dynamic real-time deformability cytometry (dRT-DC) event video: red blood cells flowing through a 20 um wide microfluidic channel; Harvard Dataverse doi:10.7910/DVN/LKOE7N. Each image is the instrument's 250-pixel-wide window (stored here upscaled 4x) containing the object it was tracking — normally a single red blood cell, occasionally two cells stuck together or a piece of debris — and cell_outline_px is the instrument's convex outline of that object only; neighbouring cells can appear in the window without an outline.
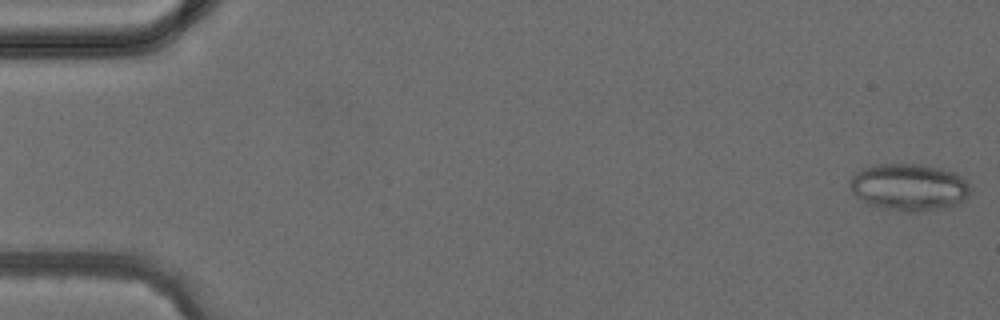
{"species": "common noctule bat (a hibernating species)", "species_latin": "Nyctalus noctula", "temperature_condition": "cold", "stored_images_in_passage": 5, "camera_frame_rate_fps": 3000, "um_per_image_px": 0.085, "animal": {"sex": "female", "body_mass_g": 24.6, "forearm_length_mm": 56.2}, "frame": {"image": 1, "passage_image": 1, "time_ms": 0.0, "image_size_px": [1000, 320], "cell_outline_px": [[972, 188], [968, 196], [964, 200], [956, 204], [940, 208], [912, 212], [908, 212], [868, 204], [852, 192], [848, 184], [852, 176], [856, 172], [872, 164], [920, 164], [940, 168], [952, 172], [968, 180]], "centroid_in_image_um": [77.28, 15.89], "position_along_channel_um": 7.7, "area_um2": 32.89}}